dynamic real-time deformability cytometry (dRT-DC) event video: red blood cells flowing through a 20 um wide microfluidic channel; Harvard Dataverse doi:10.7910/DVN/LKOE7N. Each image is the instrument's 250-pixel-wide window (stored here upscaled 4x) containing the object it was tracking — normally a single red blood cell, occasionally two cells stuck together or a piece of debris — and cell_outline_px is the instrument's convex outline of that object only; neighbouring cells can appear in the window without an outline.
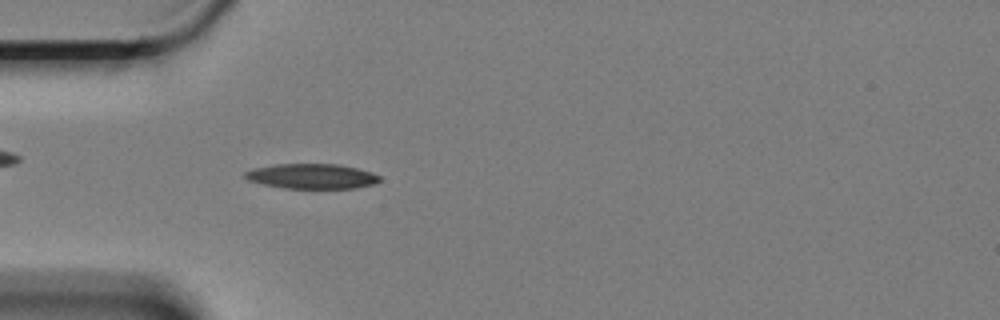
{"species": "Egyptian fruit bat (a non-hibernating species)", "species_latin": "Rousettus aegyptiacus", "temperature_condition": "cold", "stored_images_in_passage": 56, "camera_frame_rate_fps": 3000, "um_per_image_px": 0.085, "animal": {"sex": "female"}, "frame": {"image": 1, "passage_image": 14, "time_ms": 4.333, "image_size_px": [1000, 320], "cell_outline_px": [[380, 180], [372, 184], [356, 188], [284, 188], [264, 184], [248, 180], [244, 176], [244, 172], [252, 168], [272, 164], [340, 164], [372, 172], [380, 176]], "centroid_in_image_um": [26.48, 14.97], "position_along_channel_um": 58.5, "area_um2": 19.59}}
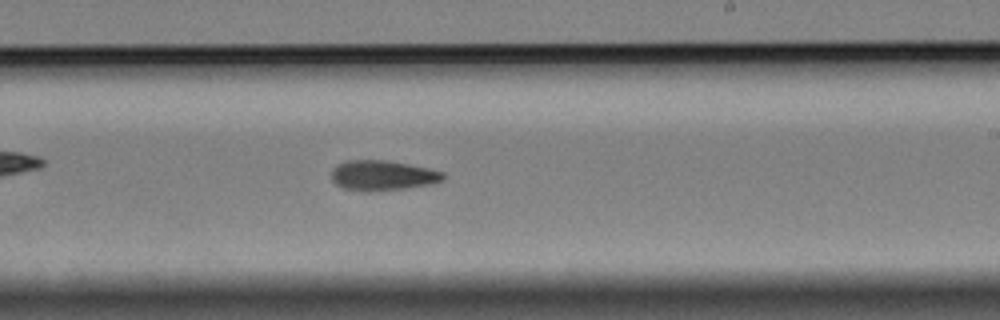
{"frame": {"image": 2, "passage_image": 32, "time_ms": 10.333, "image_size_px": [1000, 320], "cell_outline_px": [[444, 180], [432, 184], [408, 188], [344, 188], [336, 184], [332, 180], [332, 168], [336, 164], [348, 160], [384, 160], [408, 164], [444, 172]], "centroid_in_image_um": [32.55, 14.86], "position_along_channel_um": 256.5, "area_um2": 18.73}}
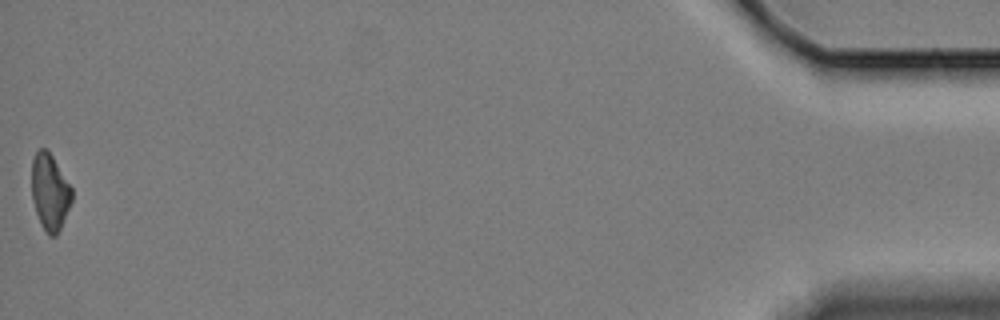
{"frame": {"image": 3, "passage_image": 56, "time_ms": 18.333, "image_size_px": [1000, 320], "cell_outline_px": [[72, 200], [60, 228], [56, 236], [48, 236], [40, 224], [32, 200], [32, 160], [36, 152], [40, 148], [48, 148], [72, 188]], "centroid_in_image_um": [4.23, 16.3], "position_along_channel_um": 431.0, "area_um2": 17.92}, "authors_computed_cell_mechanics": {"area_um2": 19.1029, "velocity_mm_per_s": 3.3503, "shape_relaxation_time_tau1_ms": 4.4076, "shape_relaxation_time_tau2_ms": null, "deformation_change_tau1": 0.135, "deformation_change_tau2": null}}